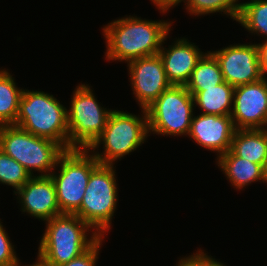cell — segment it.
Wrapping results in <instances>:
<instances>
[{
    "label": "cell",
    "mask_w": 267,
    "mask_h": 266,
    "mask_svg": "<svg viewBox=\"0 0 267 266\" xmlns=\"http://www.w3.org/2000/svg\"><path fill=\"white\" fill-rule=\"evenodd\" d=\"M168 21H152L127 16L103 27L106 39V59L130 62L157 55L171 30Z\"/></svg>",
    "instance_id": "obj_1"
},
{
    "label": "cell",
    "mask_w": 267,
    "mask_h": 266,
    "mask_svg": "<svg viewBox=\"0 0 267 266\" xmlns=\"http://www.w3.org/2000/svg\"><path fill=\"white\" fill-rule=\"evenodd\" d=\"M14 126L69 150L67 109L53 95L23 89Z\"/></svg>",
    "instance_id": "obj_2"
},
{
    "label": "cell",
    "mask_w": 267,
    "mask_h": 266,
    "mask_svg": "<svg viewBox=\"0 0 267 266\" xmlns=\"http://www.w3.org/2000/svg\"><path fill=\"white\" fill-rule=\"evenodd\" d=\"M38 257L49 266L67 263L88 250L100 236L75 214H61L45 221ZM92 232L89 238L86 232ZM94 231V232H93Z\"/></svg>",
    "instance_id": "obj_3"
},
{
    "label": "cell",
    "mask_w": 267,
    "mask_h": 266,
    "mask_svg": "<svg viewBox=\"0 0 267 266\" xmlns=\"http://www.w3.org/2000/svg\"><path fill=\"white\" fill-rule=\"evenodd\" d=\"M141 116L113 110L100 136L88 150L95 152L103 144V154L93 153L100 164L113 165L114 161L135 151L144 143L149 134L146 109H142Z\"/></svg>",
    "instance_id": "obj_4"
},
{
    "label": "cell",
    "mask_w": 267,
    "mask_h": 266,
    "mask_svg": "<svg viewBox=\"0 0 267 266\" xmlns=\"http://www.w3.org/2000/svg\"><path fill=\"white\" fill-rule=\"evenodd\" d=\"M0 149L20 163L31 176H34L32 170L41 176L51 175L59 156L65 151L58 143L14 125H4L0 130Z\"/></svg>",
    "instance_id": "obj_5"
},
{
    "label": "cell",
    "mask_w": 267,
    "mask_h": 266,
    "mask_svg": "<svg viewBox=\"0 0 267 266\" xmlns=\"http://www.w3.org/2000/svg\"><path fill=\"white\" fill-rule=\"evenodd\" d=\"M100 163L88 149L65 150L58 158L51 178L61 214H75L81 206L91 172ZM57 174V175H56Z\"/></svg>",
    "instance_id": "obj_6"
},
{
    "label": "cell",
    "mask_w": 267,
    "mask_h": 266,
    "mask_svg": "<svg viewBox=\"0 0 267 266\" xmlns=\"http://www.w3.org/2000/svg\"><path fill=\"white\" fill-rule=\"evenodd\" d=\"M114 165L99 164L90 174L80 209L75 213L95 232L104 237L111 228L117 205Z\"/></svg>",
    "instance_id": "obj_7"
},
{
    "label": "cell",
    "mask_w": 267,
    "mask_h": 266,
    "mask_svg": "<svg viewBox=\"0 0 267 266\" xmlns=\"http://www.w3.org/2000/svg\"><path fill=\"white\" fill-rule=\"evenodd\" d=\"M92 91L87 84H79L73 92L67 110L69 150L88 149L104 130L113 111L102 108Z\"/></svg>",
    "instance_id": "obj_8"
},
{
    "label": "cell",
    "mask_w": 267,
    "mask_h": 266,
    "mask_svg": "<svg viewBox=\"0 0 267 266\" xmlns=\"http://www.w3.org/2000/svg\"><path fill=\"white\" fill-rule=\"evenodd\" d=\"M194 98L184 85H171L146 108L149 133L158 135H188Z\"/></svg>",
    "instance_id": "obj_9"
},
{
    "label": "cell",
    "mask_w": 267,
    "mask_h": 266,
    "mask_svg": "<svg viewBox=\"0 0 267 266\" xmlns=\"http://www.w3.org/2000/svg\"><path fill=\"white\" fill-rule=\"evenodd\" d=\"M231 118L236 130L267 129V77L234 87Z\"/></svg>",
    "instance_id": "obj_10"
},
{
    "label": "cell",
    "mask_w": 267,
    "mask_h": 266,
    "mask_svg": "<svg viewBox=\"0 0 267 266\" xmlns=\"http://www.w3.org/2000/svg\"><path fill=\"white\" fill-rule=\"evenodd\" d=\"M211 53L219 63L224 81L233 87L254 83L265 77L256 44H234Z\"/></svg>",
    "instance_id": "obj_11"
},
{
    "label": "cell",
    "mask_w": 267,
    "mask_h": 266,
    "mask_svg": "<svg viewBox=\"0 0 267 266\" xmlns=\"http://www.w3.org/2000/svg\"><path fill=\"white\" fill-rule=\"evenodd\" d=\"M133 94L140 107L146 109L172 84L168 81L159 54L128 62Z\"/></svg>",
    "instance_id": "obj_12"
},
{
    "label": "cell",
    "mask_w": 267,
    "mask_h": 266,
    "mask_svg": "<svg viewBox=\"0 0 267 266\" xmlns=\"http://www.w3.org/2000/svg\"><path fill=\"white\" fill-rule=\"evenodd\" d=\"M13 192L18 195L21 210L26 214L43 221L61 215L55 185L50 175L31 176L20 189Z\"/></svg>",
    "instance_id": "obj_13"
},
{
    "label": "cell",
    "mask_w": 267,
    "mask_h": 266,
    "mask_svg": "<svg viewBox=\"0 0 267 266\" xmlns=\"http://www.w3.org/2000/svg\"><path fill=\"white\" fill-rule=\"evenodd\" d=\"M235 130L231 115L200 113L193 115L188 136L199 146L217 152L218 158L231 148Z\"/></svg>",
    "instance_id": "obj_14"
},
{
    "label": "cell",
    "mask_w": 267,
    "mask_h": 266,
    "mask_svg": "<svg viewBox=\"0 0 267 266\" xmlns=\"http://www.w3.org/2000/svg\"><path fill=\"white\" fill-rule=\"evenodd\" d=\"M173 44V45H172ZM169 49L164 46L159 51L168 81L172 85H186L197 62L203 56L195 43L182 38L174 41Z\"/></svg>",
    "instance_id": "obj_15"
},
{
    "label": "cell",
    "mask_w": 267,
    "mask_h": 266,
    "mask_svg": "<svg viewBox=\"0 0 267 266\" xmlns=\"http://www.w3.org/2000/svg\"><path fill=\"white\" fill-rule=\"evenodd\" d=\"M217 164L236 189H244L252 182H265L263 167L237 157L230 149L217 158Z\"/></svg>",
    "instance_id": "obj_16"
},
{
    "label": "cell",
    "mask_w": 267,
    "mask_h": 266,
    "mask_svg": "<svg viewBox=\"0 0 267 266\" xmlns=\"http://www.w3.org/2000/svg\"><path fill=\"white\" fill-rule=\"evenodd\" d=\"M230 150L237 157L264 167L267 158V129L235 130Z\"/></svg>",
    "instance_id": "obj_17"
},
{
    "label": "cell",
    "mask_w": 267,
    "mask_h": 266,
    "mask_svg": "<svg viewBox=\"0 0 267 266\" xmlns=\"http://www.w3.org/2000/svg\"><path fill=\"white\" fill-rule=\"evenodd\" d=\"M233 91L234 87L225 81L215 87L202 88L193 96L194 104L203 110V114L231 115Z\"/></svg>",
    "instance_id": "obj_18"
},
{
    "label": "cell",
    "mask_w": 267,
    "mask_h": 266,
    "mask_svg": "<svg viewBox=\"0 0 267 266\" xmlns=\"http://www.w3.org/2000/svg\"><path fill=\"white\" fill-rule=\"evenodd\" d=\"M224 82L219 63L211 51L199 59L185 87L194 96L202 88L215 87Z\"/></svg>",
    "instance_id": "obj_19"
},
{
    "label": "cell",
    "mask_w": 267,
    "mask_h": 266,
    "mask_svg": "<svg viewBox=\"0 0 267 266\" xmlns=\"http://www.w3.org/2000/svg\"><path fill=\"white\" fill-rule=\"evenodd\" d=\"M22 92L8 70H0V122L3 125L15 124Z\"/></svg>",
    "instance_id": "obj_20"
},
{
    "label": "cell",
    "mask_w": 267,
    "mask_h": 266,
    "mask_svg": "<svg viewBox=\"0 0 267 266\" xmlns=\"http://www.w3.org/2000/svg\"><path fill=\"white\" fill-rule=\"evenodd\" d=\"M236 22L252 34L265 35L267 41V0L243 2Z\"/></svg>",
    "instance_id": "obj_21"
},
{
    "label": "cell",
    "mask_w": 267,
    "mask_h": 266,
    "mask_svg": "<svg viewBox=\"0 0 267 266\" xmlns=\"http://www.w3.org/2000/svg\"><path fill=\"white\" fill-rule=\"evenodd\" d=\"M185 8L190 15H206L223 12L233 20H237L241 3L237 0H185Z\"/></svg>",
    "instance_id": "obj_22"
},
{
    "label": "cell",
    "mask_w": 267,
    "mask_h": 266,
    "mask_svg": "<svg viewBox=\"0 0 267 266\" xmlns=\"http://www.w3.org/2000/svg\"><path fill=\"white\" fill-rule=\"evenodd\" d=\"M30 178L31 175L20 163L0 149V184L11 186L17 191Z\"/></svg>",
    "instance_id": "obj_23"
},
{
    "label": "cell",
    "mask_w": 267,
    "mask_h": 266,
    "mask_svg": "<svg viewBox=\"0 0 267 266\" xmlns=\"http://www.w3.org/2000/svg\"><path fill=\"white\" fill-rule=\"evenodd\" d=\"M18 261L14 245L0 221V266H14Z\"/></svg>",
    "instance_id": "obj_24"
},
{
    "label": "cell",
    "mask_w": 267,
    "mask_h": 266,
    "mask_svg": "<svg viewBox=\"0 0 267 266\" xmlns=\"http://www.w3.org/2000/svg\"><path fill=\"white\" fill-rule=\"evenodd\" d=\"M104 237H100L88 250L73 260L58 266H95Z\"/></svg>",
    "instance_id": "obj_25"
},
{
    "label": "cell",
    "mask_w": 267,
    "mask_h": 266,
    "mask_svg": "<svg viewBox=\"0 0 267 266\" xmlns=\"http://www.w3.org/2000/svg\"><path fill=\"white\" fill-rule=\"evenodd\" d=\"M258 48L259 63L263 74H267V41L256 44Z\"/></svg>",
    "instance_id": "obj_26"
},
{
    "label": "cell",
    "mask_w": 267,
    "mask_h": 266,
    "mask_svg": "<svg viewBox=\"0 0 267 266\" xmlns=\"http://www.w3.org/2000/svg\"><path fill=\"white\" fill-rule=\"evenodd\" d=\"M198 266H226L222 262H218L212 256H208L203 250L198 251Z\"/></svg>",
    "instance_id": "obj_27"
},
{
    "label": "cell",
    "mask_w": 267,
    "mask_h": 266,
    "mask_svg": "<svg viewBox=\"0 0 267 266\" xmlns=\"http://www.w3.org/2000/svg\"><path fill=\"white\" fill-rule=\"evenodd\" d=\"M154 5H156L160 9L162 13L167 12L171 7L177 6V4L181 3L184 0H151Z\"/></svg>",
    "instance_id": "obj_28"
},
{
    "label": "cell",
    "mask_w": 267,
    "mask_h": 266,
    "mask_svg": "<svg viewBox=\"0 0 267 266\" xmlns=\"http://www.w3.org/2000/svg\"><path fill=\"white\" fill-rule=\"evenodd\" d=\"M177 266H198V251L188 257H182L177 263Z\"/></svg>",
    "instance_id": "obj_29"
},
{
    "label": "cell",
    "mask_w": 267,
    "mask_h": 266,
    "mask_svg": "<svg viewBox=\"0 0 267 266\" xmlns=\"http://www.w3.org/2000/svg\"><path fill=\"white\" fill-rule=\"evenodd\" d=\"M14 266H21V263L19 261ZM23 266V265H22ZM25 266H49L46 262H44L41 258L37 256L36 262H34L31 265H25Z\"/></svg>",
    "instance_id": "obj_30"
},
{
    "label": "cell",
    "mask_w": 267,
    "mask_h": 266,
    "mask_svg": "<svg viewBox=\"0 0 267 266\" xmlns=\"http://www.w3.org/2000/svg\"><path fill=\"white\" fill-rule=\"evenodd\" d=\"M263 175H264L265 183H267V158H266L265 165L263 167Z\"/></svg>",
    "instance_id": "obj_31"
},
{
    "label": "cell",
    "mask_w": 267,
    "mask_h": 266,
    "mask_svg": "<svg viewBox=\"0 0 267 266\" xmlns=\"http://www.w3.org/2000/svg\"><path fill=\"white\" fill-rule=\"evenodd\" d=\"M3 126H4V125L0 122V130L3 128Z\"/></svg>",
    "instance_id": "obj_32"
}]
</instances>
